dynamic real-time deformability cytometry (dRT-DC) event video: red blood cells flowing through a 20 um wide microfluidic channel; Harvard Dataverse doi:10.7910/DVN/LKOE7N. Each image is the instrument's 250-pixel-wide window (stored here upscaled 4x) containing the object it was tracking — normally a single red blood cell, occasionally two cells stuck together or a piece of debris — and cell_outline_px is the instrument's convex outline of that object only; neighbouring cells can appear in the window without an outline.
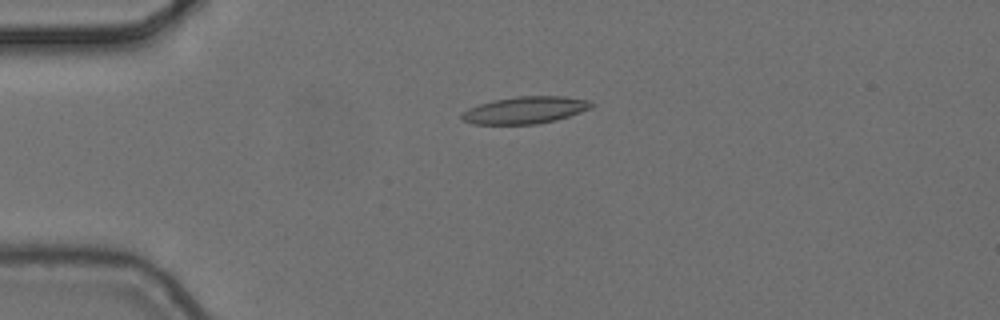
{"species": "common noctule bat (a hibernating species)", "species_latin": "Nyctalus noctula", "temperature_condition": "cold", "stored_images_in_passage": 5, "camera_frame_rate_fps": 3000, "um_per_image_px": 0.085, "animal": {"sex": "female", "body_mass_g": 24.6, "forearm_length_mm": 56.2}, "frame": {"image": 1, "passage_image": 4, "time_ms": 1.0, "image_size_px": [1000, 320], "cell_outline_px": [[596, 104], [592, 108], [556, 120], [536, 124], [472, 124], [464, 120], [460, 116], [468, 108], [480, 104], [496, 100], [516, 96], [564, 96], [588, 100]], "centroid_in_image_um": [44.68, 9.35], "position_along_channel_um": 40.3, "area_um2": 20.35}}